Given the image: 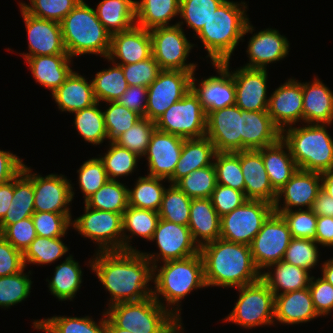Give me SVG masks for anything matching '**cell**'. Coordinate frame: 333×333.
<instances>
[{
  "instance_id": "6da1fadb",
  "label": "cell",
  "mask_w": 333,
  "mask_h": 333,
  "mask_svg": "<svg viewBox=\"0 0 333 333\" xmlns=\"http://www.w3.org/2000/svg\"><path fill=\"white\" fill-rule=\"evenodd\" d=\"M89 260L91 270L110 293L108 307L121 302H137L153 294L152 263L137 251H96Z\"/></svg>"
},
{
  "instance_id": "7a4b0ae2",
  "label": "cell",
  "mask_w": 333,
  "mask_h": 333,
  "mask_svg": "<svg viewBox=\"0 0 333 333\" xmlns=\"http://www.w3.org/2000/svg\"><path fill=\"white\" fill-rule=\"evenodd\" d=\"M206 286L242 287L261 279L250 245L221 238L200 247Z\"/></svg>"
},
{
  "instance_id": "3957f363",
  "label": "cell",
  "mask_w": 333,
  "mask_h": 333,
  "mask_svg": "<svg viewBox=\"0 0 333 333\" xmlns=\"http://www.w3.org/2000/svg\"><path fill=\"white\" fill-rule=\"evenodd\" d=\"M246 2L225 0L212 14L201 31L195 35L201 40L211 63L230 61L233 51L254 27L246 15Z\"/></svg>"
},
{
  "instance_id": "277c9868",
  "label": "cell",
  "mask_w": 333,
  "mask_h": 333,
  "mask_svg": "<svg viewBox=\"0 0 333 333\" xmlns=\"http://www.w3.org/2000/svg\"><path fill=\"white\" fill-rule=\"evenodd\" d=\"M153 283L155 285L152 294L153 298L169 310L177 320H181V308L179 305L181 300L191 291L207 287L201 254L180 260L163 262L159 269L154 266ZM159 297L161 299L164 298L167 304L165 305V302H161ZM174 306L176 307L174 308Z\"/></svg>"
},
{
  "instance_id": "5b68a950",
  "label": "cell",
  "mask_w": 333,
  "mask_h": 333,
  "mask_svg": "<svg viewBox=\"0 0 333 333\" xmlns=\"http://www.w3.org/2000/svg\"><path fill=\"white\" fill-rule=\"evenodd\" d=\"M60 25L65 49L71 58L85 54L108 57L111 34L84 0H80Z\"/></svg>"
},
{
  "instance_id": "8992f818",
  "label": "cell",
  "mask_w": 333,
  "mask_h": 333,
  "mask_svg": "<svg viewBox=\"0 0 333 333\" xmlns=\"http://www.w3.org/2000/svg\"><path fill=\"white\" fill-rule=\"evenodd\" d=\"M307 124L287 127L281 138L287 143L298 169L323 173L333 170V139L327 126Z\"/></svg>"
},
{
  "instance_id": "52a82bcc",
  "label": "cell",
  "mask_w": 333,
  "mask_h": 333,
  "mask_svg": "<svg viewBox=\"0 0 333 333\" xmlns=\"http://www.w3.org/2000/svg\"><path fill=\"white\" fill-rule=\"evenodd\" d=\"M105 314L116 327L136 333H166L177 321L153 296L137 302L114 304Z\"/></svg>"
},
{
  "instance_id": "ba28073f",
  "label": "cell",
  "mask_w": 333,
  "mask_h": 333,
  "mask_svg": "<svg viewBox=\"0 0 333 333\" xmlns=\"http://www.w3.org/2000/svg\"><path fill=\"white\" fill-rule=\"evenodd\" d=\"M237 290L239 298L224 321L247 329L275 324V295L262 279L238 287Z\"/></svg>"
},
{
  "instance_id": "9c48e42d",
  "label": "cell",
  "mask_w": 333,
  "mask_h": 333,
  "mask_svg": "<svg viewBox=\"0 0 333 333\" xmlns=\"http://www.w3.org/2000/svg\"><path fill=\"white\" fill-rule=\"evenodd\" d=\"M206 114L198 96L190 89L172 104L156 121V129L185 139L206 135Z\"/></svg>"
},
{
  "instance_id": "30bf717a",
  "label": "cell",
  "mask_w": 333,
  "mask_h": 333,
  "mask_svg": "<svg viewBox=\"0 0 333 333\" xmlns=\"http://www.w3.org/2000/svg\"><path fill=\"white\" fill-rule=\"evenodd\" d=\"M273 211V204L269 202L247 199L241 206L221 217L220 238L250 245Z\"/></svg>"
},
{
  "instance_id": "8fae6325",
  "label": "cell",
  "mask_w": 333,
  "mask_h": 333,
  "mask_svg": "<svg viewBox=\"0 0 333 333\" xmlns=\"http://www.w3.org/2000/svg\"><path fill=\"white\" fill-rule=\"evenodd\" d=\"M182 25L183 21L149 31L152 40V56L162 70L196 71V63H186L195 44L187 40Z\"/></svg>"
},
{
  "instance_id": "7c38bea8",
  "label": "cell",
  "mask_w": 333,
  "mask_h": 333,
  "mask_svg": "<svg viewBox=\"0 0 333 333\" xmlns=\"http://www.w3.org/2000/svg\"><path fill=\"white\" fill-rule=\"evenodd\" d=\"M84 214L71 220V226L84 238L95 241L97 251H122V214L84 206Z\"/></svg>"
},
{
  "instance_id": "4fadbf2b",
  "label": "cell",
  "mask_w": 333,
  "mask_h": 333,
  "mask_svg": "<svg viewBox=\"0 0 333 333\" xmlns=\"http://www.w3.org/2000/svg\"><path fill=\"white\" fill-rule=\"evenodd\" d=\"M291 239L287 222L273 211L250 244L254 263L261 273L269 265L283 260Z\"/></svg>"
},
{
  "instance_id": "5bb4252c",
  "label": "cell",
  "mask_w": 333,
  "mask_h": 333,
  "mask_svg": "<svg viewBox=\"0 0 333 333\" xmlns=\"http://www.w3.org/2000/svg\"><path fill=\"white\" fill-rule=\"evenodd\" d=\"M31 171L24 164L22 172L33 182L35 212L71 214L69 205L75 195L71 181L62 174L43 177Z\"/></svg>"
},
{
  "instance_id": "9a60e30c",
  "label": "cell",
  "mask_w": 333,
  "mask_h": 333,
  "mask_svg": "<svg viewBox=\"0 0 333 333\" xmlns=\"http://www.w3.org/2000/svg\"><path fill=\"white\" fill-rule=\"evenodd\" d=\"M156 241L159 253H141L152 263L180 260L199 254L200 248L194 242L188 226L159 219L151 241ZM160 259V260H159Z\"/></svg>"
},
{
  "instance_id": "2e32d148",
  "label": "cell",
  "mask_w": 333,
  "mask_h": 333,
  "mask_svg": "<svg viewBox=\"0 0 333 333\" xmlns=\"http://www.w3.org/2000/svg\"><path fill=\"white\" fill-rule=\"evenodd\" d=\"M193 72L162 70L147 87L145 117L155 122L172 104L181 100L191 89Z\"/></svg>"
},
{
  "instance_id": "e0dca14e",
  "label": "cell",
  "mask_w": 333,
  "mask_h": 333,
  "mask_svg": "<svg viewBox=\"0 0 333 333\" xmlns=\"http://www.w3.org/2000/svg\"><path fill=\"white\" fill-rule=\"evenodd\" d=\"M229 62L212 63L219 76L204 78L198 81L200 84L195 82V72L192 74L191 89L198 96L206 116L214 110L235 105V84Z\"/></svg>"
},
{
  "instance_id": "ac0fdd59",
  "label": "cell",
  "mask_w": 333,
  "mask_h": 333,
  "mask_svg": "<svg viewBox=\"0 0 333 333\" xmlns=\"http://www.w3.org/2000/svg\"><path fill=\"white\" fill-rule=\"evenodd\" d=\"M242 109L237 105L210 112L206 117V137L216 152L241 151Z\"/></svg>"
},
{
  "instance_id": "d6986e66",
  "label": "cell",
  "mask_w": 333,
  "mask_h": 333,
  "mask_svg": "<svg viewBox=\"0 0 333 333\" xmlns=\"http://www.w3.org/2000/svg\"><path fill=\"white\" fill-rule=\"evenodd\" d=\"M28 36V52L22 53L26 60L33 56L68 54L66 52L59 22L34 17L20 6Z\"/></svg>"
},
{
  "instance_id": "ffe728a7",
  "label": "cell",
  "mask_w": 333,
  "mask_h": 333,
  "mask_svg": "<svg viewBox=\"0 0 333 333\" xmlns=\"http://www.w3.org/2000/svg\"><path fill=\"white\" fill-rule=\"evenodd\" d=\"M320 190L321 173L298 169L287 183L277 191L273 210L291 211L293 208L296 209V207L298 210L303 207L311 209L313 201ZM280 198L283 199V204H280Z\"/></svg>"
},
{
  "instance_id": "44dd1931",
  "label": "cell",
  "mask_w": 333,
  "mask_h": 333,
  "mask_svg": "<svg viewBox=\"0 0 333 333\" xmlns=\"http://www.w3.org/2000/svg\"><path fill=\"white\" fill-rule=\"evenodd\" d=\"M268 114L273 123L283 131L303 121L302 83L288 79L269 96Z\"/></svg>"
},
{
  "instance_id": "7402d4cb",
  "label": "cell",
  "mask_w": 333,
  "mask_h": 333,
  "mask_svg": "<svg viewBox=\"0 0 333 333\" xmlns=\"http://www.w3.org/2000/svg\"><path fill=\"white\" fill-rule=\"evenodd\" d=\"M235 84V105L245 111H267V69L240 67L232 72Z\"/></svg>"
},
{
  "instance_id": "603a6c76",
  "label": "cell",
  "mask_w": 333,
  "mask_h": 333,
  "mask_svg": "<svg viewBox=\"0 0 333 333\" xmlns=\"http://www.w3.org/2000/svg\"><path fill=\"white\" fill-rule=\"evenodd\" d=\"M183 137L155 129L144 155L148 161L149 176L169 179L179 161Z\"/></svg>"
},
{
  "instance_id": "cb8c5ba5",
  "label": "cell",
  "mask_w": 333,
  "mask_h": 333,
  "mask_svg": "<svg viewBox=\"0 0 333 333\" xmlns=\"http://www.w3.org/2000/svg\"><path fill=\"white\" fill-rule=\"evenodd\" d=\"M151 56L152 40L149 30L135 25L127 31L111 35L110 52L106 58L108 61L127 65L146 60Z\"/></svg>"
},
{
  "instance_id": "d4e9b609",
  "label": "cell",
  "mask_w": 333,
  "mask_h": 333,
  "mask_svg": "<svg viewBox=\"0 0 333 333\" xmlns=\"http://www.w3.org/2000/svg\"><path fill=\"white\" fill-rule=\"evenodd\" d=\"M289 41L278 30L268 28L254 33L246 50L249 63L242 67L250 69H267L270 63L284 59L289 52Z\"/></svg>"
},
{
  "instance_id": "484cf974",
  "label": "cell",
  "mask_w": 333,
  "mask_h": 333,
  "mask_svg": "<svg viewBox=\"0 0 333 333\" xmlns=\"http://www.w3.org/2000/svg\"><path fill=\"white\" fill-rule=\"evenodd\" d=\"M240 165L244 176L246 198L274 204L277 191L271 185L262 154L258 150L240 151Z\"/></svg>"
},
{
  "instance_id": "4316f807",
  "label": "cell",
  "mask_w": 333,
  "mask_h": 333,
  "mask_svg": "<svg viewBox=\"0 0 333 333\" xmlns=\"http://www.w3.org/2000/svg\"><path fill=\"white\" fill-rule=\"evenodd\" d=\"M282 131L273 123L268 111L242 110L241 151L259 150L276 143Z\"/></svg>"
},
{
  "instance_id": "83f0119b",
  "label": "cell",
  "mask_w": 333,
  "mask_h": 333,
  "mask_svg": "<svg viewBox=\"0 0 333 333\" xmlns=\"http://www.w3.org/2000/svg\"><path fill=\"white\" fill-rule=\"evenodd\" d=\"M317 317L309 288L275 295L274 322L295 325Z\"/></svg>"
},
{
  "instance_id": "f1b7e54d",
  "label": "cell",
  "mask_w": 333,
  "mask_h": 333,
  "mask_svg": "<svg viewBox=\"0 0 333 333\" xmlns=\"http://www.w3.org/2000/svg\"><path fill=\"white\" fill-rule=\"evenodd\" d=\"M303 123H333V91L319 78L312 82H302Z\"/></svg>"
},
{
  "instance_id": "f546056e",
  "label": "cell",
  "mask_w": 333,
  "mask_h": 333,
  "mask_svg": "<svg viewBox=\"0 0 333 333\" xmlns=\"http://www.w3.org/2000/svg\"><path fill=\"white\" fill-rule=\"evenodd\" d=\"M220 221L210 198L191 200L188 227L199 248L220 238Z\"/></svg>"
},
{
  "instance_id": "4dcf8cb0",
  "label": "cell",
  "mask_w": 333,
  "mask_h": 333,
  "mask_svg": "<svg viewBox=\"0 0 333 333\" xmlns=\"http://www.w3.org/2000/svg\"><path fill=\"white\" fill-rule=\"evenodd\" d=\"M68 54L33 56L26 59L35 81L52 93L58 89L73 71Z\"/></svg>"
},
{
  "instance_id": "1f68e13d",
  "label": "cell",
  "mask_w": 333,
  "mask_h": 333,
  "mask_svg": "<svg viewBox=\"0 0 333 333\" xmlns=\"http://www.w3.org/2000/svg\"><path fill=\"white\" fill-rule=\"evenodd\" d=\"M216 153L215 146L206 136L184 139L179 161L168 182L175 184L193 171L213 165Z\"/></svg>"
},
{
  "instance_id": "d6a6232c",
  "label": "cell",
  "mask_w": 333,
  "mask_h": 333,
  "mask_svg": "<svg viewBox=\"0 0 333 333\" xmlns=\"http://www.w3.org/2000/svg\"><path fill=\"white\" fill-rule=\"evenodd\" d=\"M51 95L62 112L73 113L96 103L92 81L87 82L84 76L74 71Z\"/></svg>"
},
{
  "instance_id": "836d02e7",
  "label": "cell",
  "mask_w": 333,
  "mask_h": 333,
  "mask_svg": "<svg viewBox=\"0 0 333 333\" xmlns=\"http://www.w3.org/2000/svg\"><path fill=\"white\" fill-rule=\"evenodd\" d=\"M285 149V150H284ZM272 187L278 191L298 170L287 143L280 138L276 143L258 150Z\"/></svg>"
},
{
  "instance_id": "e575fe53",
  "label": "cell",
  "mask_w": 333,
  "mask_h": 333,
  "mask_svg": "<svg viewBox=\"0 0 333 333\" xmlns=\"http://www.w3.org/2000/svg\"><path fill=\"white\" fill-rule=\"evenodd\" d=\"M266 269L268 271L261 273V279L268 285L274 295L308 288L312 278V276L310 277V272L306 269L284 260L273 263Z\"/></svg>"
},
{
  "instance_id": "d590c367",
  "label": "cell",
  "mask_w": 333,
  "mask_h": 333,
  "mask_svg": "<svg viewBox=\"0 0 333 333\" xmlns=\"http://www.w3.org/2000/svg\"><path fill=\"white\" fill-rule=\"evenodd\" d=\"M136 0H102L97 4L96 16L112 35L136 25Z\"/></svg>"
},
{
  "instance_id": "8d00e7d4",
  "label": "cell",
  "mask_w": 333,
  "mask_h": 333,
  "mask_svg": "<svg viewBox=\"0 0 333 333\" xmlns=\"http://www.w3.org/2000/svg\"><path fill=\"white\" fill-rule=\"evenodd\" d=\"M159 219L158 212L128 206L122 214V251H137L129 243L131 236L133 238L136 235L151 241ZM128 231L131 235L126 234Z\"/></svg>"
},
{
  "instance_id": "74e56055",
  "label": "cell",
  "mask_w": 333,
  "mask_h": 333,
  "mask_svg": "<svg viewBox=\"0 0 333 333\" xmlns=\"http://www.w3.org/2000/svg\"><path fill=\"white\" fill-rule=\"evenodd\" d=\"M136 4V25L146 30L169 26L179 16L180 0H140Z\"/></svg>"
},
{
  "instance_id": "f35d334b",
  "label": "cell",
  "mask_w": 333,
  "mask_h": 333,
  "mask_svg": "<svg viewBox=\"0 0 333 333\" xmlns=\"http://www.w3.org/2000/svg\"><path fill=\"white\" fill-rule=\"evenodd\" d=\"M33 182L21 171L13 179V198L6 215L0 221V233L10 224L34 214Z\"/></svg>"
},
{
  "instance_id": "ab89813d",
  "label": "cell",
  "mask_w": 333,
  "mask_h": 333,
  "mask_svg": "<svg viewBox=\"0 0 333 333\" xmlns=\"http://www.w3.org/2000/svg\"><path fill=\"white\" fill-rule=\"evenodd\" d=\"M82 275L79 263L69 255L65 261L55 267L51 281L46 279L49 291L59 301H72L81 287Z\"/></svg>"
},
{
  "instance_id": "60d3db41",
  "label": "cell",
  "mask_w": 333,
  "mask_h": 333,
  "mask_svg": "<svg viewBox=\"0 0 333 333\" xmlns=\"http://www.w3.org/2000/svg\"><path fill=\"white\" fill-rule=\"evenodd\" d=\"M99 320V324L90 318L53 316L51 318L35 320L33 327L45 333H106V314Z\"/></svg>"
},
{
  "instance_id": "b9f144b4",
  "label": "cell",
  "mask_w": 333,
  "mask_h": 333,
  "mask_svg": "<svg viewBox=\"0 0 333 333\" xmlns=\"http://www.w3.org/2000/svg\"><path fill=\"white\" fill-rule=\"evenodd\" d=\"M163 180L168 181L149 175L138 177L134 188L128 189L129 206L158 212L166 189Z\"/></svg>"
},
{
  "instance_id": "7bdbcfd3",
  "label": "cell",
  "mask_w": 333,
  "mask_h": 333,
  "mask_svg": "<svg viewBox=\"0 0 333 333\" xmlns=\"http://www.w3.org/2000/svg\"><path fill=\"white\" fill-rule=\"evenodd\" d=\"M96 73L93 78V93L96 102H116L129 87L121 65L113 64Z\"/></svg>"
},
{
  "instance_id": "ee69618b",
  "label": "cell",
  "mask_w": 333,
  "mask_h": 333,
  "mask_svg": "<svg viewBox=\"0 0 333 333\" xmlns=\"http://www.w3.org/2000/svg\"><path fill=\"white\" fill-rule=\"evenodd\" d=\"M128 189L120 180H108L84 203L92 209L123 214L129 206Z\"/></svg>"
},
{
  "instance_id": "f6af8a7d",
  "label": "cell",
  "mask_w": 333,
  "mask_h": 333,
  "mask_svg": "<svg viewBox=\"0 0 333 333\" xmlns=\"http://www.w3.org/2000/svg\"><path fill=\"white\" fill-rule=\"evenodd\" d=\"M98 106L99 102H96L88 108L72 113L75 114L74 126L78 134L92 145H100L108 139L103 111Z\"/></svg>"
},
{
  "instance_id": "bcb514c9",
  "label": "cell",
  "mask_w": 333,
  "mask_h": 333,
  "mask_svg": "<svg viewBox=\"0 0 333 333\" xmlns=\"http://www.w3.org/2000/svg\"><path fill=\"white\" fill-rule=\"evenodd\" d=\"M191 200L175 184H170L169 188L165 189L158 211L160 219L188 226Z\"/></svg>"
},
{
  "instance_id": "7dc6e473",
  "label": "cell",
  "mask_w": 333,
  "mask_h": 333,
  "mask_svg": "<svg viewBox=\"0 0 333 333\" xmlns=\"http://www.w3.org/2000/svg\"><path fill=\"white\" fill-rule=\"evenodd\" d=\"M61 238L37 236L22 253L25 267L29 263L36 265L51 264L62 258L69 251V248Z\"/></svg>"
},
{
  "instance_id": "c3c4849f",
  "label": "cell",
  "mask_w": 333,
  "mask_h": 333,
  "mask_svg": "<svg viewBox=\"0 0 333 333\" xmlns=\"http://www.w3.org/2000/svg\"><path fill=\"white\" fill-rule=\"evenodd\" d=\"M213 162L217 184L244 192L245 183L240 165V151L217 152Z\"/></svg>"
},
{
  "instance_id": "681fc988",
  "label": "cell",
  "mask_w": 333,
  "mask_h": 333,
  "mask_svg": "<svg viewBox=\"0 0 333 333\" xmlns=\"http://www.w3.org/2000/svg\"><path fill=\"white\" fill-rule=\"evenodd\" d=\"M216 184L214 165L195 170L175 183L191 199L210 198Z\"/></svg>"
},
{
  "instance_id": "f907efd6",
  "label": "cell",
  "mask_w": 333,
  "mask_h": 333,
  "mask_svg": "<svg viewBox=\"0 0 333 333\" xmlns=\"http://www.w3.org/2000/svg\"><path fill=\"white\" fill-rule=\"evenodd\" d=\"M109 144L107 153L99 158L104 163L108 179L116 181L119 176L123 178V176L130 175L137 167V162L141 157L114 142H109Z\"/></svg>"
},
{
  "instance_id": "816d5d0a",
  "label": "cell",
  "mask_w": 333,
  "mask_h": 333,
  "mask_svg": "<svg viewBox=\"0 0 333 333\" xmlns=\"http://www.w3.org/2000/svg\"><path fill=\"white\" fill-rule=\"evenodd\" d=\"M25 268L19 273L0 277V307L10 308L21 303L30 295L32 281ZM30 278V279H29Z\"/></svg>"
},
{
  "instance_id": "f5cc1de1",
  "label": "cell",
  "mask_w": 333,
  "mask_h": 333,
  "mask_svg": "<svg viewBox=\"0 0 333 333\" xmlns=\"http://www.w3.org/2000/svg\"><path fill=\"white\" fill-rule=\"evenodd\" d=\"M155 129V122L146 117H142L113 142L142 158L147 151L148 144Z\"/></svg>"
},
{
  "instance_id": "db71d44e",
  "label": "cell",
  "mask_w": 333,
  "mask_h": 333,
  "mask_svg": "<svg viewBox=\"0 0 333 333\" xmlns=\"http://www.w3.org/2000/svg\"><path fill=\"white\" fill-rule=\"evenodd\" d=\"M225 0H180L179 14L197 35Z\"/></svg>"
},
{
  "instance_id": "11a10c76",
  "label": "cell",
  "mask_w": 333,
  "mask_h": 333,
  "mask_svg": "<svg viewBox=\"0 0 333 333\" xmlns=\"http://www.w3.org/2000/svg\"><path fill=\"white\" fill-rule=\"evenodd\" d=\"M109 107L103 111L105 127L109 142H113L118 136L132 127L142 118L136 112L130 111L125 106L116 102H107Z\"/></svg>"
},
{
  "instance_id": "9f6ffc18",
  "label": "cell",
  "mask_w": 333,
  "mask_h": 333,
  "mask_svg": "<svg viewBox=\"0 0 333 333\" xmlns=\"http://www.w3.org/2000/svg\"><path fill=\"white\" fill-rule=\"evenodd\" d=\"M79 2L80 0H30L29 4H19L34 17L60 23Z\"/></svg>"
},
{
  "instance_id": "6f0895ef",
  "label": "cell",
  "mask_w": 333,
  "mask_h": 333,
  "mask_svg": "<svg viewBox=\"0 0 333 333\" xmlns=\"http://www.w3.org/2000/svg\"><path fill=\"white\" fill-rule=\"evenodd\" d=\"M78 184L84 195V202L101 188L109 179L100 158H90L77 170Z\"/></svg>"
},
{
  "instance_id": "680465c9",
  "label": "cell",
  "mask_w": 333,
  "mask_h": 333,
  "mask_svg": "<svg viewBox=\"0 0 333 333\" xmlns=\"http://www.w3.org/2000/svg\"><path fill=\"white\" fill-rule=\"evenodd\" d=\"M317 246V242L312 239L292 238L283 260L310 272L319 262Z\"/></svg>"
},
{
  "instance_id": "91938a15",
  "label": "cell",
  "mask_w": 333,
  "mask_h": 333,
  "mask_svg": "<svg viewBox=\"0 0 333 333\" xmlns=\"http://www.w3.org/2000/svg\"><path fill=\"white\" fill-rule=\"evenodd\" d=\"M36 234L39 237L57 238L67 234L72 215L52 212H34L31 216Z\"/></svg>"
},
{
  "instance_id": "94428289",
  "label": "cell",
  "mask_w": 333,
  "mask_h": 333,
  "mask_svg": "<svg viewBox=\"0 0 333 333\" xmlns=\"http://www.w3.org/2000/svg\"><path fill=\"white\" fill-rule=\"evenodd\" d=\"M274 212L287 222L292 238L316 239L317 215L311 209Z\"/></svg>"
},
{
  "instance_id": "6125c7cd",
  "label": "cell",
  "mask_w": 333,
  "mask_h": 333,
  "mask_svg": "<svg viewBox=\"0 0 333 333\" xmlns=\"http://www.w3.org/2000/svg\"><path fill=\"white\" fill-rule=\"evenodd\" d=\"M121 67L129 86L148 87L162 71L153 56L134 64L121 65Z\"/></svg>"
},
{
  "instance_id": "be15d7a7",
  "label": "cell",
  "mask_w": 333,
  "mask_h": 333,
  "mask_svg": "<svg viewBox=\"0 0 333 333\" xmlns=\"http://www.w3.org/2000/svg\"><path fill=\"white\" fill-rule=\"evenodd\" d=\"M15 249L22 253L30 243L37 237L36 230L31 217L22 219L8 225L0 233Z\"/></svg>"
},
{
  "instance_id": "e7e4bbea",
  "label": "cell",
  "mask_w": 333,
  "mask_h": 333,
  "mask_svg": "<svg viewBox=\"0 0 333 333\" xmlns=\"http://www.w3.org/2000/svg\"><path fill=\"white\" fill-rule=\"evenodd\" d=\"M210 200L218 215L222 217L241 206L247 198L244 192L229 186L216 184Z\"/></svg>"
},
{
  "instance_id": "03108f58",
  "label": "cell",
  "mask_w": 333,
  "mask_h": 333,
  "mask_svg": "<svg viewBox=\"0 0 333 333\" xmlns=\"http://www.w3.org/2000/svg\"><path fill=\"white\" fill-rule=\"evenodd\" d=\"M309 290L314 308L320 317L333 311V286L322 277L315 279L312 276Z\"/></svg>"
},
{
  "instance_id": "003e7915",
  "label": "cell",
  "mask_w": 333,
  "mask_h": 333,
  "mask_svg": "<svg viewBox=\"0 0 333 333\" xmlns=\"http://www.w3.org/2000/svg\"><path fill=\"white\" fill-rule=\"evenodd\" d=\"M24 268L22 252L0 234V277L19 273Z\"/></svg>"
},
{
  "instance_id": "a7ac6f4b",
  "label": "cell",
  "mask_w": 333,
  "mask_h": 333,
  "mask_svg": "<svg viewBox=\"0 0 333 333\" xmlns=\"http://www.w3.org/2000/svg\"><path fill=\"white\" fill-rule=\"evenodd\" d=\"M148 89L144 86H129L117 102L130 111L145 117Z\"/></svg>"
},
{
  "instance_id": "89a4df30",
  "label": "cell",
  "mask_w": 333,
  "mask_h": 333,
  "mask_svg": "<svg viewBox=\"0 0 333 333\" xmlns=\"http://www.w3.org/2000/svg\"><path fill=\"white\" fill-rule=\"evenodd\" d=\"M24 162L16 154L0 150V185L14 179L23 169Z\"/></svg>"
},
{
  "instance_id": "2644e50d",
  "label": "cell",
  "mask_w": 333,
  "mask_h": 333,
  "mask_svg": "<svg viewBox=\"0 0 333 333\" xmlns=\"http://www.w3.org/2000/svg\"><path fill=\"white\" fill-rule=\"evenodd\" d=\"M315 241L323 247H333V217L317 216Z\"/></svg>"
},
{
  "instance_id": "8c879c8a",
  "label": "cell",
  "mask_w": 333,
  "mask_h": 333,
  "mask_svg": "<svg viewBox=\"0 0 333 333\" xmlns=\"http://www.w3.org/2000/svg\"><path fill=\"white\" fill-rule=\"evenodd\" d=\"M311 210L317 216L333 217V197L321 189L313 201Z\"/></svg>"
},
{
  "instance_id": "753ad0ef",
  "label": "cell",
  "mask_w": 333,
  "mask_h": 333,
  "mask_svg": "<svg viewBox=\"0 0 333 333\" xmlns=\"http://www.w3.org/2000/svg\"><path fill=\"white\" fill-rule=\"evenodd\" d=\"M13 198V179L0 185V221L4 218Z\"/></svg>"
},
{
  "instance_id": "34e18365",
  "label": "cell",
  "mask_w": 333,
  "mask_h": 333,
  "mask_svg": "<svg viewBox=\"0 0 333 333\" xmlns=\"http://www.w3.org/2000/svg\"><path fill=\"white\" fill-rule=\"evenodd\" d=\"M321 189L333 197V170L321 173Z\"/></svg>"
},
{
  "instance_id": "11e5206c",
  "label": "cell",
  "mask_w": 333,
  "mask_h": 333,
  "mask_svg": "<svg viewBox=\"0 0 333 333\" xmlns=\"http://www.w3.org/2000/svg\"><path fill=\"white\" fill-rule=\"evenodd\" d=\"M322 278L333 286V258L322 263Z\"/></svg>"
},
{
  "instance_id": "2a66077c",
  "label": "cell",
  "mask_w": 333,
  "mask_h": 333,
  "mask_svg": "<svg viewBox=\"0 0 333 333\" xmlns=\"http://www.w3.org/2000/svg\"><path fill=\"white\" fill-rule=\"evenodd\" d=\"M106 333H136L134 330H125L119 327H116L106 316Z\"/></svg>"
},
{
  "instance_id": "b9fcfbb0",
  "label": "cell",
  "mask_w": 333,
  "mask_h": 333,
  "mask_svg": "<svg viewBox=\"0 0 333 333\" xmlns=\"http://www.w3.org/2000/svg\"><path fill=\"white\" fill-rule=\"evenodd\" d=\"M182 325L181 320H177L166 333H181L184 330Z\"/></svg>"
}]
</instances>
